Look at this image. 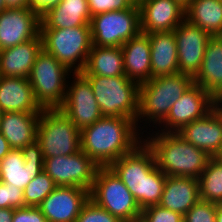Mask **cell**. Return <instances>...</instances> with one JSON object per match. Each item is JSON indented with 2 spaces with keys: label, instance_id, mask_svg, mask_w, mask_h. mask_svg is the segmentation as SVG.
I'll return each instance as SVG.
<instances>
[{
  "label": "cell",
  "instance_id": "obj_40",
  "mask_svg": "<svg viewBox=\"0 0 222 222\" xmlns=\"http://www.w3.org/2000/svg\"><path fill=\"white\" fill-rule=\"evenodd\" d=\"M13 208H0V222H12Z\"/></svg>",
  "mask_w": 222,
  "mask_h": 222
},
{
  "label": "cell",
  "instance_id": "obj_9",
  "mask_svg": "<svg viewBox=\"0 0 222 222\" xmlns=\"http://www.w3.org/2000/svg\"><path fill=\"white\" fill-rule=\"evenodd\" d=\"M36 141L44 158L72 155L81 150L80 130L59 109H43Z\"/></svg>",
  "mask_w": 222,
  "mask_h": 222
},
{
  "label": "cell",
  "instance_id": "obj_12",
  "mask_svg": "<svg viewBox=\"0 0 222 222\" xmlns=\"http://www.w3.org/2000/svg\"><path fill=\"white\" fill-rule=\"evenodd\" d=\"M69 78L72 82L68 79L65 100L59 109L81 131L103 116L89 80L81 72L72 73Z\"/></svg>",
  "mask_w": 222,
  "mask_h": 222
},
{
  "label": "cell",
  "instance_id": "obj_28",
  "mask_svg": "<svg viewBox=\"0 0 222 222\" xmlns=\"http://www.w3.org/2000/svg\"><path fill=\"white\" fill-rule=\"evenodd\" d=\"M81 73L106 77L126 75L121 46L100 47L92 45Z\"/></svg>",
  "mask_w": 222,
  "mask_h": 222
},
{
  "label": "cell",
  "instance_id": "obj_39",
  "mask_svg": "<svg viewBox=\"0 0 222 222\" xmlns=\"http://www.w3.org/2000/svg\"><path fill=\"white\" fill-rule=\"evenodd\" d=\"M8 141L0 133V161L11 151Z\"/></svg>",
  "mask_w": 222,
  "mask_h": 222
},
{
  "label": "cell",
  "instance_id": "obj_15",
  "mask_svg": "<svg viewBox=\"0 0 222 222\" xmlns=\"http://www.w3.org/2000/svg\"><path fill=\"white\" fill-rule=\"evenodd\" d=\"M174 33L177 43L179 73L194 78L200 71L206 46L211 36L187 20L180 23Z\"/></svg>",
  "mask_w": 222,
  "mask_h": 222
},
{
  "label": "cell",
  "instance_id": "obj_4",
  "mask_svg": "<svg viewBox=\"0 0 222 222\" xmlns=\"http://www.w3.org/2000/svg\"><path fill=\"white\" fill-rule=\"evenodd\" d=\"M193 83L194 79L190 75L176 73L151 78L149 81L140 84L139 110L136 118V126L138 129L140 128V133L143 135L149 127H155L156 129L167 117L172 105ZM141 122L144 123L143 126L140 124ZM148 123L149 127L147 126ZM151 123L153 126L150 125ZM144 127H147L146 130Z\"/></svg>",
  "mask_w": 222,
  "mask_h": 222
},
{
  "label": "cell",
  "instance_id": "obj_33",
  "mask_svg": "<svg viewBox=\"0 0 222 222\" xmlns=\"http://www.w3.org/2000/svg\"><path fill=\"white\" fill-rule=\"evenodd\" d=\"M185 222H216V204L199 200L183 216Z\"/></svg>",
  "mask_w": 222,
  "mask_h": 222
},
{
  "label": "cell",
  "instance_id": "obj_25",
  "mask_svg": "<svg viewBox=\"0 0 222 222\" xmlns=\"http://www.w3.org/2000/svg\"><path fill=\"white\" fill-rule=\"evenodd\" d=\"M218 103H222V39L219 36L208 40L200 71L193 78Z\"/></svg>",
  "mask_w": 222,
  "mask_h": 222
},
{
  "label": "cell",
  "instance_id": "obj_22",
  "mask_svg": "<svg viewBox=\"0 0 222 222\" xmlns=\"http://www.w3.org/2000/svg\"><path fill=\"white\" fill-rule=\"evenodd\" d=\"M126 76L143 84L151 79V49L149 35L140 32L121 46Z\"/></svg>",
  "mask_w": 222,
  "mask_h": 222
},
{
  "label": "cell",
  "instance_id": "obj_19",
  "mask_svg": "<svg viewBox=\"0 0 222 222\" xmlns=\"http://www.w3.org/2000/svg\"><path fill=\"white\" fill-rule=\"evenodd\" d=\"M41 20L28 8H6L0 12V51L40 34Z\"/></svg>",
  "mask_w": 222,
  "mask_h": 222
},
{
  "label": "cell",
  "instance_id": "obj_11",
  "mask_svg": "<svg viewBox=\"0 0 222 222\" xmlns=\"http://www.w3.org/2000/svg\"><path fill=\"white\" fill-rule=\"evenodd\" d=\"M99 166L83 151L72 155L44 158L43 171L56 186H77L91 190Z\"/></svg>",
  "mask_w": 222,
  "mask_h": 222
},
{
  "label": "cell",
  "instance_id": "obj_45",
  "mask_svg": "<svg viewBox=\"0 0 222 222\" xmlns=\"http://www.w3.org/2000/svg\"><path fill=\"white\" fill-rule=\"evenodd\" d=\"M133 4L139 5L143 0H130Z\"/></svg>",
  "mask_w": 222,
  "mask_h": 222
},
{
  "label": "cell",
  "instance_id": "obj_27",
  "mask_svg": "<svg viewBox=\"0 0 222 222\" xmlns=\"http://www.w3.org/2000/svg\"><path fill=\"white\" fill-rule=\"evenodd\" d=\"M91 18L87 0H62L44 16L40 29L90 26Z\"/></svg>",
  "mask_w": 222,
  "mask_h": 222
},
{
  "label": "cell",
  "instance_id": "obj_23",
  "mask_svg": "<svg viewBox=\"0 0 222 222\" xmlns=\"http://www.w3.org/2000/svg\"><path fill=\"white\" fill-rule=\"evenodd\" d=\"M41 113L3 112L0 117V133L11 149L21 150L36 141Z\"/></svg>",
  "mask_w": 222,
  "mask_h": 222
},
{
  "label": "cell",
  "instance_id": "obj_41",
  "mask_svg": "<svg viewBox=\"0 0 222 222\" xmlns=\"http://www.w3.org/2000/svg\"><path fill=\"white\" fill-rule=\"evenodd\" d=\"M6 8H27V0H4Z\"/></svg>",
  "mask_w": 222,
  "mask_h": 222
},
{
  "label": "cell",
  "instance_id": "obj_8",
  "mask_svg": "<svg viewBox=\"0 0 222 222\" xmlns=\"http://www.w3.org/2000/svg\"><path fill=\"white\" fill-rule=\"evenodd\" d=\"M71 73L52 54L41 49L32 66L29 82L36 101L43 109L59 108L63 104L68 83L66 79Z\"/></svg>",
  "mask_w": 222,
  "mask_h": 222
},
{
  "label": "cell",
  "instance_id": "obj_31",
  "mask_svg": "<svg viewBox=\"0 0 222 222\" xmlns=\"http://www.w3.org/2000/svg\"><path fill=\"white\" fill-rule=\"evenodd\" d=\"M56 187L50 176L42 171L23 190L25 206L38 207Z\"/></svg>",
  "mask_w": 222,
  "mask_h": 222
},
{
  "label": "cell",
  "instance_id": "obj_2",
  "mask_svg": "<svg viewBox=\"0 0 222 222\" xmlns=\"http://www.w3.org/2000/svg\"><path fill=\"white\" fill-rule=\"evenodd\" d=\"M109 167L132 193L141 209L160 203L167 176L157 167L154 153L144 141Z\"/></svg>",
  "mask_w": 222,
  "mask_h": 222
},
{
  "label": "cell",
  "instance_id": "obj_20",
  "mask_svg": "<svg viewBox=\"0 0 222 222\" xmlns=\"http://www.w3.org/2000/svg\"><path fill=\"white\" fill-rule=\"evenodd\" d=\"M0 108L2 112L41 113L29 78L0 76Z\"/></svg>",
  "mask_w": 222,
  "mask_h": 222
},
{
  "label": "cell",
  "instance_id": "obj_7",
  "mask_svg": "<svg viewBox=\"0 0 222 222\" xmlns=\"http://www.w3.org/2000/svg\"><path fill=\"white\" fill-rule=\"evenodd\" d=\"M42 48L73 73L81 72L92 47L91 27L40 29Z\"/></svg>",
  "mask_w": 222,
  "mask_h": 222
},
{
  "label": "cell",
  "instance_id": "obj_37",
  "mask_svg": "<svg viewBox=\"0 0 222 222\" xmlns=\"http://www.w3.org/2000/svg\"><path fill=\"white\" fill-rule=\"evenodd\" d=\"M12 222H48L40 209L35 206L13 208Z\"/></svg>",
  "mask_w": 222,
  "mask_h": 222
},
{
  "label": "cell",
  "instance_id": "obj_30",
  "mask_svg": "<svg viewBox=\"0 0 222 222\" xmlns=\"http://www.w3.org/2000/svg\"><path fill=\"white\" fill-rule=\"evenodd\" d=\"M198 181L201 200L222 203V156L209 159Z\"/></svg>",
  "mask_w": 222,
  "mask_h": 222
},
{
  "label": "cell",
  "instance_id": "obj_6",
  "mask_svg": "<svg viewBox=\"0 0 222 222\" xmlns=\"http://www.w3.org/2000/svg\"><path fill=\"white\" fill-rule=\"evenodd\" d=\"M89 199L122 222L140 220L142 209L110 167H99L97 170Z\"/></svg>",
  "mask_w": 222,
  "mask_h": 222
},
{
  "label": "cell",
  "instance_id": "obj_24",
  "mask_svg": "<svg viewBox=\"0 0 222 222\" xmlns=\"http://www.w3.org/2000/svg\"><path fill=\"white\" fill-rule=\"evenodd\" d=\"M199 200L197 178L167 176L159 205L184 216Z\"/></svg>",
  "mask_w": 222,
  "mask_h": 222
},
{
  "label": "cell",
  "instance_id": "obj_13",
  "mask_svg": "<svg viewBox=\"0 0 222 222\" xmlns=\"http://www.w3.org/2000/svg\"><path fill=\"white\" fill-rule=\"evenodd\" d=\"M218 104L200 85L193 83L172 105L167 117L155 130L158 132H178L186 124L205 117Z\"/></svg>",
  "mask_w": 222,
  "mask_h": 222
},
{
  "label": "cell",
  "instance_id": "obj_1",
  "mask_svg": "<svg viewBox=\"0 0 222 222\" xmlns=\"http://www.w3.org/2000/svg\"><path fill=\"white\" fill-rule=\"evenodd\" d=\"M139 132L130 118L102 117L80 131L81 151L99 167H109L143 142Z\"/></svg>",
  "mask_w": 222,
  "mask_h": 222
},
{
  "label": "cell",
  "instance_id": "obj_44",
  "mask_svg": "<svg viewBox=\"0 0 222 222\" xmlns=\"http://www.w3.org/2000/svg\"><path fill=\"white\" fill-rule=\"evenodd\" d=\"M5 9H6V6H5V3H4V0H0V12H2Z\"/></svg>",
  "mask_w": 222,
  "mask_h": 222
},
{
  "label": "cell",
  "instance_id": "obj_21",
  "mask_svg": "<svg viewBox=\"0 0 222 222\" xmlns=\"http://www.w3.org/2000/svg\"><path fill=\"white\" fill-rule=\"evenodd\" d=\"M42 49L40 34L14 47L0 51V76L29 78L32 66Z\"/></svg>",
  "mask_w": 222,
  "mask_h": 222
},
{
  "label": "cell",
  "instance_id": "obj_18",
  "mask_svg": "<svg viewBox=\"0 0 222 222\" xmlns=\"http://www.w3.org/2000/svg\"><path fill=\"white\" fill-rule=\"evenodd\" d=\"M138 6L144 34L174 31L185 20V7L176 0H143Z\"/></svg>",
  "mask_w": 222,
  "mask_h": 222
},
{
  "label": "cell",
  "instance_id": "obj_3",
  "mask_svg": "<svg viewBox=\"0 0 222 222\" xmlns=\"http://www.w3.org/2000/svg\"><path fill=\"white\" fill-rule=\"evenodd\" d=\"M147 133L143 141L153 151L157 167L166 176L199 178L211 158L207 152L185 141L177 132H156L149 128Z\"/></svg>",
  "mask_w": 222,
  "mask_h": 222
},
{
  "label": "cell",
  "instance_id": "obj_10",
  "mask_svg": "<svg viewBox=\"0 0 222 222\" xmlns=\"http://www.w3.org/2000/svg\"><path fill=\"white\" fill-rule=\"evenodd\" d=\"M92 45L100 47L122 46L140 31V9L133 4L129 9L110 11L91 18Z\"/></svg>",
  "mask_w": 222,
  "mask_h": 222
},
{
  "label": "cell",
  "instance_id": "obj_17",
  "mask_svg": "<svg viewBox=\"0 0 222 222\" xmlns=\"http://www.w3.org/2000/svg\"><path fill=\"white\" fill-rule=\"evenodd\" d=\"M89 200V191L77 186H57L38 208L48 222H75Z\"/></svg>",
  "mask_w": 222,
  "mask_h": 222
},
{
  "label": "cell",
  "instance_id": "obj_35",
  "mask_svg": "<svg viewBox=\"0 0 222 222\" xmlns=\"http://www.w3.org/2000/svg\"><path fill=\"white\" fill-rule=\"evenodd\" d=\"M24 193L12 184H4L0 182V208H23Z\"/></svg>",
  "mask_w": 222,
  "mask_h": 222
},
{
  "label": "cell",
  "instance_id": "obj_36",
  "mask_svg": "<svg viewBox=\"0 0 222 222\" xmlns=\"http://www.w3.org/2000/svg\"><path fill=\"white\" fill-rule=\"evenodd\" d=\"M91 17L110 11L129 9L133 3L130 0H87Z\"/></svg>",
  "mask_w": 222,
  "mask_h": 222
},
{
  "label": "cell",
  "instance_id": "obj_14",
  "mask_svg": "<svg viewBox=\"0 0 222 222\" xmlns=\"http://www.w3.org/2000/svg\"><path fill=\"white\" fill-rule=\"evenodd\" d=\"M44 157L37 141L21 150L12 149L0 161V182L24 190L43 171Z\"/></svg>",
  "mask_w": 222,
  "mask_h": 222
},
{
  "label": "cell",
  "instance_id": "obj_16",
  "mask_svg": "<svg viewBox=\"0 0 222 222\" xmlns=\"http://www.w3.org/2000/svg\"><path fill=\"white\" fill-rule=\"evenodd\" d=\"M177 134L211 157L222 156V103L205 117L183 126Z\"/></svg>",
  "mask_w": 222,
  "mask_h": 222
},
{
  "label": "cell",
  "instance_id": "obj_5",
  "mask_svg": "<svg viewBox=\"0 0 222 222\" xmlns=\"http://www.w3.org/2000/svg\"><path fill=\"white\" fill-rule=\"evenodd\" d=\"M84 76L91 84L103 117H126L136 122L139 110V84L126 75Z\"/></svg>",
  "mask_w": 222,
  "mask_h": 222
},
{
  "label": "cell",
  "instance_id": "obj_38",
  "mask_svg": "<svg viewBox=\"0 0 222 222\" xmlns=\"http://www.w3.org/2000/svg\"><path fill=\"white\" fill-rule=\"evenodd\" d=\"M62 0H27V8L40 20Z\"/></svg>",
  "mask_w": 222,
  "mask_h": 222
},
{
  "label": "cell",
  "instance_id": "obj_34",
  "mask_svg": "<svg viewBox=\"0 0 222 222\" xmlns=\"http://www.w3.org/2000/svg\"><path fill=\"white\" fill-rule=\"evenodd\" d=\"M141 222H182L183 216L172 210L161 207L159 204L150 205L141 211Z\"/></svg>",
  "mask_w": 222,
  "mask_h": 222
},
{
  "label": "cell",
  "instance_id": "obj_42",
  "mask_svg": "<svg viewBox=\"0 0 222 222\" xmlns=\"http://www.w3.org/2000/svg\"><path fill=\"white\" fill-rule=\"evenodd\" d=\"M216 222H222V203L216 204Z\"/></svg>",
  "mask_w": 222,
  "mask_h": 222
},
{
  "label": "cell",
  "instance_id": "obj_43",
  "mask_svg": "<svg viewBox=\"0 0 222 222\" xmlns=\"http://www.w3.org/2000/svg\"><path fill=\"white\" fill-rule=\"evenodd\" d=\"M176 1H178L184 7H186L191 2V0H176Z\"/></svg>",
  "mask_w": 222,
  "mask_h": 222
},
{
  "label": "cell",
  "instance_id": "obj_29",
  "mask_svg": "<svg viewBox=\"0 0 222 222\" xmlns=\"http://www.w3.org/2000/svg\"><path fill=\"white\" fill-rule=\"evenodd\" d=\"M185 20L206 31L211 37L222 35V2L191 0L185 7Z\"/></svg>",
  "mask_w": 222,
  "mask_h": 222
},
{
  "label": "cell",
  "instance_id": "obj_32",
  "mask_svg": "<svg viewBox=\"0 0 222 222\" xmlns=\"http://www.w3.org/2000/svg\"><path fill=\"white\" fill-rule=\"evenodd\" d=\"M75 222H122L116 216L89 199L81 209Z\"/></svg>",
  "mask_w": 222,
  "mask_h": 222
},
{
  "label": "cell",
  "instance_id": "obj_26",
  "mask_svg": "<svg viewBox=\"0 0 222 222\" xmlns=\"http://www.w3.org/2000/svg\"><path fill=\"white\" fill-rule=\"evenodd\" d=\"M148 35L151 49V78L179 73L174 31Z\"/></svg>",
  "mask_w": 222,
  "mask_h": 222
}]
</instances>
